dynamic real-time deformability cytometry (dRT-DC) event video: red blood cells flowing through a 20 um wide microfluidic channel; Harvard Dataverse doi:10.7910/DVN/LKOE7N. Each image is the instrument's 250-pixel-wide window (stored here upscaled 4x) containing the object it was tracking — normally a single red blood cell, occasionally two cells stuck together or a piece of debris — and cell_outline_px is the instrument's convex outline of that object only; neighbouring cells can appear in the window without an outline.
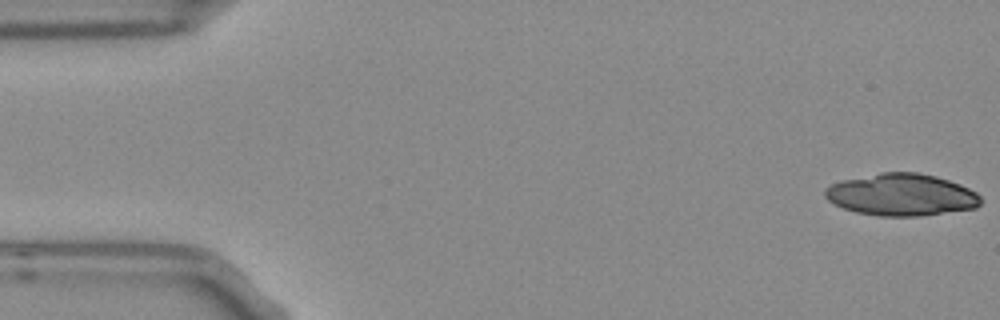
{"species": "Egyptian fruit bat (a non-hibernating species)", "species_latin": "Rousettus aegyptiacus", "temperature_condition": "room temperature", "stored_images_in_passage": 6, "segment_of_instrument_passage": [1, 2], "camera_frame_rate_fps": 3000, "um_per_image_px": 0.085, "frame": {"image": 1, "passage_image": 1, "time_ms": 0.0, "image_size_px": [1000, 320], "cell_outline_px": [[980, 204], [976, 208], [920, 216], [880, 216], [856, 212], [844, 208], [828, 200], [824, 196], [824, 188], [832, 184], [844, 180], [880, 172], [916, 172], [936, 176], [960, 184], [976, 192], [980, 196]], "centroid_in_image_um": [76.62, 16.55], "position_along_channel_um": 8.4, "area_um2": 38.03}}